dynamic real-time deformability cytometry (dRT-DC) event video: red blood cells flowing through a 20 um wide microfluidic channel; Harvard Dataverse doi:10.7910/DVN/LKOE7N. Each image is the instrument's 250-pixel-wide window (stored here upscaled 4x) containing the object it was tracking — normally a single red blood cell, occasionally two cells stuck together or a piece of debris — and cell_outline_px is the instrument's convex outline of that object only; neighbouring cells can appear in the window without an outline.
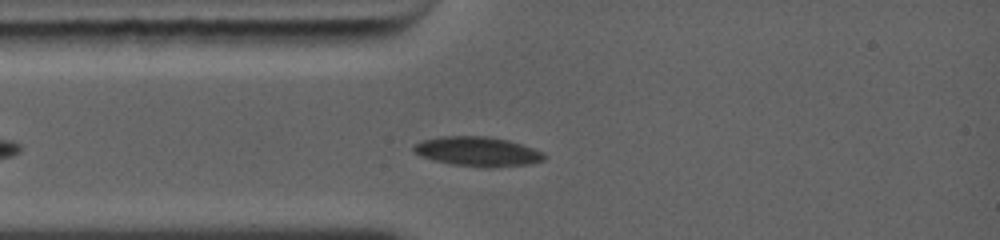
{"species": "common noctule bat (a hibernating species)", "species_latin": "Nyctalus noctula", "temperature_condition": "warm", "stored_images_in_passage": 16, "camera_frame_rate_fps": 5000, "um_per_image_px": 0.085, "animal": {"sex": "female", "body_mass_g": 19.0, "forearm_length_mm": 56.7}, "frame": {"image": 1, "passage_image": 13, "time_ms": 2.0, "image_size_px": [1000, 240], "cell_outline_px": [[548, 156], [544, 160], [532, 164], [492, 168], [484, 168], [452, 164], [432, 160], [420, 156], [412, 152], [412, 144], [424, 140], [440, 136], [488, 136], [508, 140], [544, 152]], "centroid_in_image_um": [40.59, 12.89], "position_along_channel_um": 44.4, "area_um2": 22.89}}